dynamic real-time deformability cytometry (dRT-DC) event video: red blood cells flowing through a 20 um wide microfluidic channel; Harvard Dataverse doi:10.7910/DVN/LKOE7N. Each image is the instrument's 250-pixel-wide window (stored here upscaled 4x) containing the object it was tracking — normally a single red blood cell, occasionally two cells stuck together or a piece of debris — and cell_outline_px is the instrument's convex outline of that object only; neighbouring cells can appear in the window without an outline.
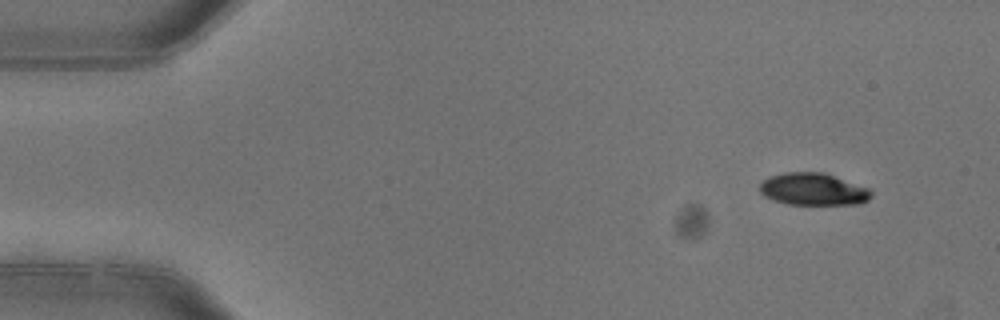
{"species": "common noctule bat (a hibernating species)", "species_latin": "Nyctalus noctula", "temperature_condition": "warm", "stored_images_in_passage": 4, "camera_frame_rate_fps": 3000, "um_per_image_px": 0.085, "animal": {"sex": "female"}, "frame": {"image": 1, "passage_image": 1, "time_ms": 0.0, "image_size_px": [1000, 320], "cell_outline_px": [[872, 196], [868, 200], [860, 204], [788, 204], [764, 196], [760, 192], [760, 184], [768, 176], [784, 172], [824, 172], [868, 188], [872, 192]], "centroid_in_image_um": [69.12, 16.07], "position_along_channel_um": 15.9, "area_um2": 20.87}}
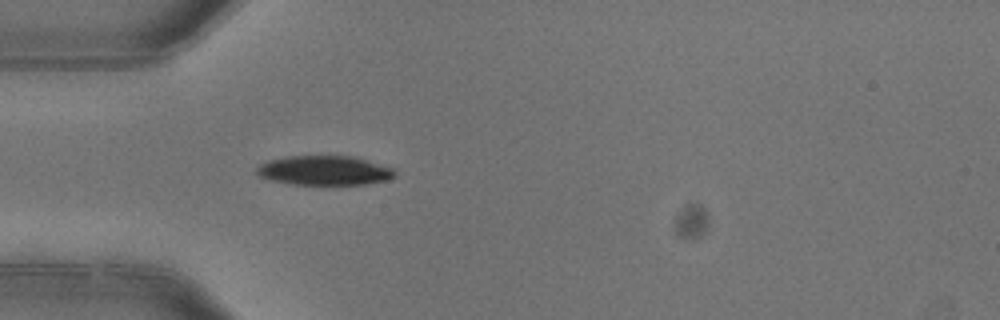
{"frame": {"image": 2, "passage_image": 4, "time_ms": 1.0, "image_size_px": [1000, 320], "cell_outline_px": [[396, 176], [388, 180], [364, 184], [292, 184], [272, 180], [260, 176], [256, 172], [256, 168], [260, 164], [268, 160], [288, 156], [352, 156], [392, 168], [396, 172]], "centroid_in_image_um": [27.57, 14.49], "position_along_channel_um": 57.4, "area_um2": 23.47}}